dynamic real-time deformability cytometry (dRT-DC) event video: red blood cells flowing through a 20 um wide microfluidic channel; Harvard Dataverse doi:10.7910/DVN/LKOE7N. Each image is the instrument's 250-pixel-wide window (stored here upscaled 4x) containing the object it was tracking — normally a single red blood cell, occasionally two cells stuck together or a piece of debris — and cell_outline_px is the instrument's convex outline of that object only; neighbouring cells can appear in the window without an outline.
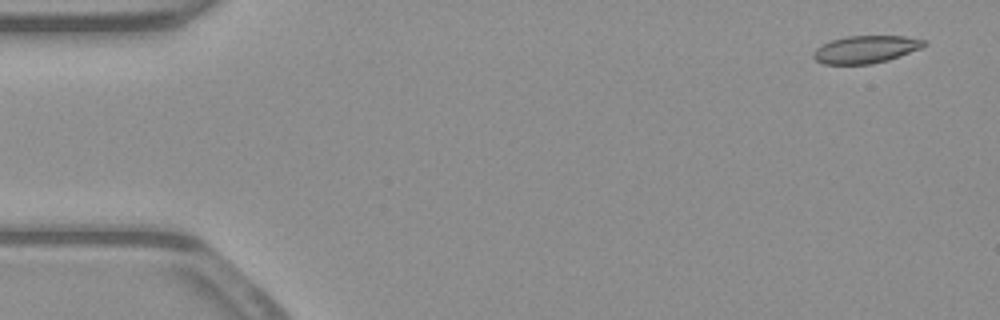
{"species": "common noctule bat (a hibernating species)", "species_latin": "Nyctalus noctula", "temperature_condition": "warm", "stored_images_in_passage": 53, "camera_frame_rate_fps": 3000, "um_per_image_px": 0.085, "animal": {"sex": "male", "body_mass_g": 23.1, "forearm_length_mm": 52.7}, "frame": {"image": 1, "passage_image": 3, "time_ms": 0.667, "image_size_px": [1000, 320], "cell_outline_px": [[928, 44], [920, 48], [888, 60], [872, 64], [824, 64], [816, 60], [812, 56], [812, 52], [816, 48], [832, 40], [844, 36], [904, 36], [928, 40]], "centroid_in_image_um": [73.59, 4.19], "position_along_channel_um": 11.4, "area_um2": 17.74}}
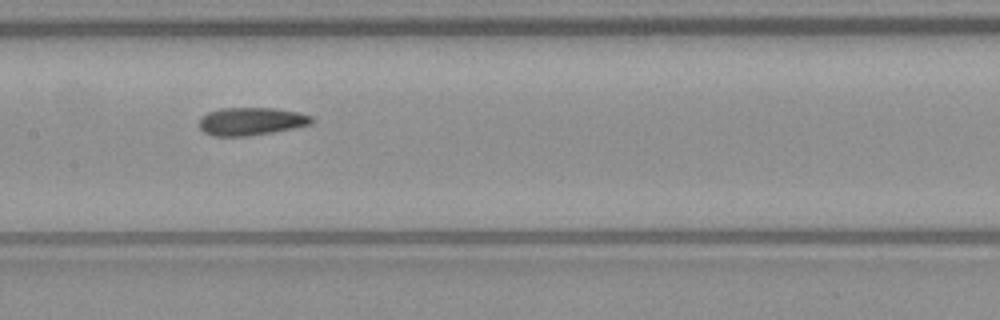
{"frame": {"image": 2, "passage_image": 26, "time_ms": 8.333, "image_size_px": [1000, 320], "cell_outline_px": [[312, 124], [272, 132], [248, 136], [212, 136], [204, 132], [200, 128], [200, 116], [208, 112], [220, 108], [272, 108], [300, 112], [312, 116]], "centroid_in_image_um": [21.33, 10.31], "position_along_channel_um": 186.1, "area_um2": 18.26}}
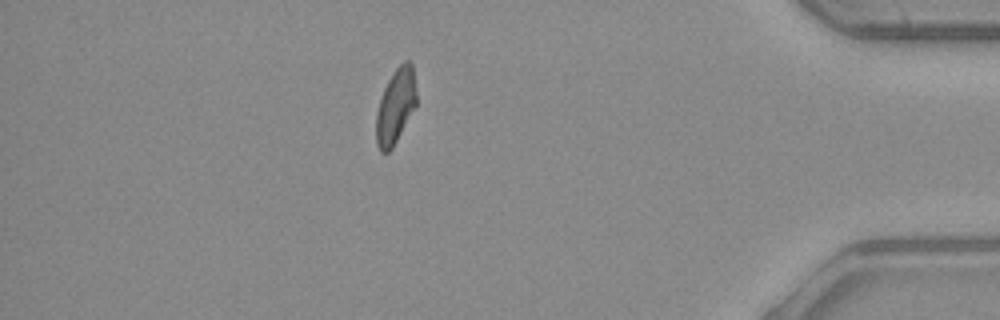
{"frame": {"image": 3, "passage_image": 46, "time_ms": 15.0, "image_size_px": [1000, 320], "cell_outline_px": [[416, 104], [392, 148], [388, 152], [380, 152], [376, 144], [376, 112], [380, 96], [392, 72], [404, 60], [408, 60], [412, 64], [416, 92]], "centroid_in_image_um": [33.59, 9.01], "position_along_channel_um": 401.6, "area_um2": 17.46}, "authors_computed_cell_mechanics": {"area_um2": 18.3804, "velocity_mm_per_s": 3.9274, "shape_relaxation_time_tau1_ms": 9.7508, "shape_relaxation_time_tau2_ms": 2.9071, "deformation_change_tau1": 0.2185, "deformation_change_tau2": 0.0863}}